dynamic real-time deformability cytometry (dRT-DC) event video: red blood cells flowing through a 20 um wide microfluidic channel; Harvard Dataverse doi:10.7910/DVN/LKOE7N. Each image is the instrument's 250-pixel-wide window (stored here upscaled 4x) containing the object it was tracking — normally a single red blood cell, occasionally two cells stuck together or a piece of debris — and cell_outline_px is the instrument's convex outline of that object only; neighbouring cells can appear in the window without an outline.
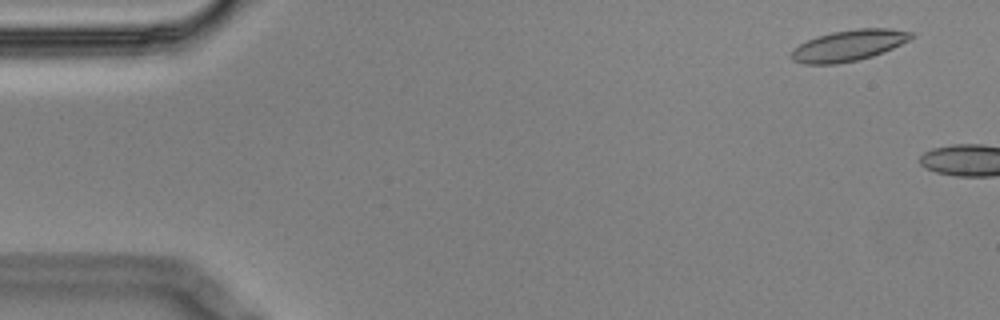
{"species": "Egyptian fruit bat (a non-hibernating species)", "species_latin": "Rousettus aegyptiacus", "temperature_condition": "cold", "stored_images_in_passage": 2, "camera_frame_rate_fps": 3000, "um_per_image_px": 0.085, "animal": {"sex": "male"}, "frame": {"image": 1, "passage_image": 1, "time_ms": 0.0, "image_size_px": [1000, 320], "cell_outline_px": [[912, 36], [908, 40], [884, 52], [872, 56], [856, 60], [836, 64], [804, 64], [792, 60], [792, 48], [816, 36], [832, 32], [856, 28], [888, 28], [912, 32]], "centroid_in_image_um": [72.11, 3.86], "position_along_channel_um": 12.9, "area_um2": 21.5}}